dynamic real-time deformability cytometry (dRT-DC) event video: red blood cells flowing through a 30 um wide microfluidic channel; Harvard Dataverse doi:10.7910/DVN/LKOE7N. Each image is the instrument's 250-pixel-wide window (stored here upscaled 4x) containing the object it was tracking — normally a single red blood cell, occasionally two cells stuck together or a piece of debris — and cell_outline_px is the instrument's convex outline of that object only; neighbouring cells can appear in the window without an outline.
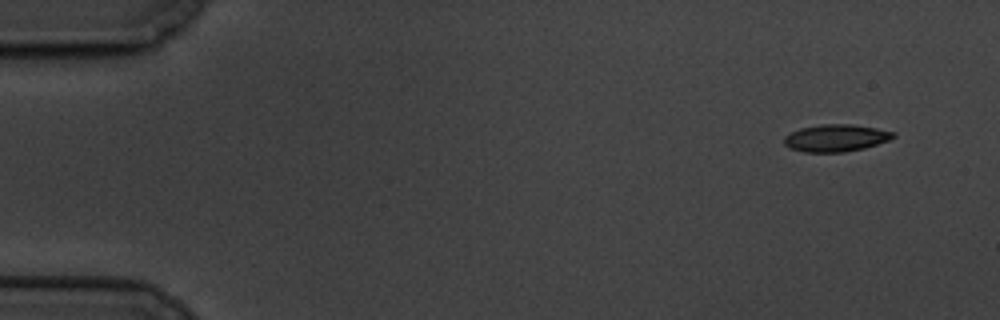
{"species": "common noctule bat (a hibernating species)", "species_latin": "Nyctalus noctula", "temperature_condition": "cold", "stored_images_in_passage": 5, "camera_frame_rate_fps": 3000, "um_per_image_px": 0.085, "animal": {"sex": "male", "body_mass_g": 19.5, "forearm_length_mm": 54.6}, "frame": {"image": 1, "passage_image": 1, "time_ms": 0.0, "image_size_px": [1000, 320], "cell_outline_px": [[896, 136], [888, 140], [864, 148], [844, 152], [804, 152], [792, 148], [784, 144], [784, 136], [800, 128], [820, 124], [852, 124], [876, 128], [896, 132]], "centroid_in_image_um": [71.06, 11.72], "position_along_channel_um": 13.9, "area_um2": 17.22}}
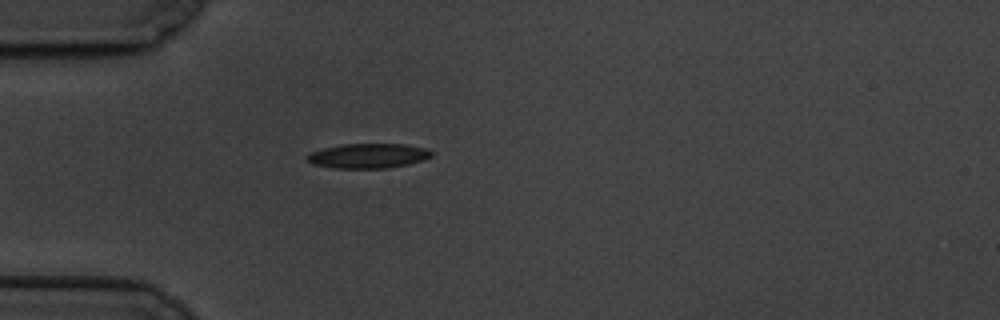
{"frame": {"image": 2, "passage_image": 5, "time_ms": 4.333, "image_size_px": [1000, 320], "cell_outline_px": [[432, 156], [424, 160], [408, 164], [388, 168], [332, 168], [312, 164], [308, 160], [308, 156], [312, 152], [324, 148], [344, 144], [404, 144], [424, 148], [432, 152]], "centroid_in_image_um": [31.32, 13.25], "position_along_channel_um": 53.7, "area_um2": 17.74}}